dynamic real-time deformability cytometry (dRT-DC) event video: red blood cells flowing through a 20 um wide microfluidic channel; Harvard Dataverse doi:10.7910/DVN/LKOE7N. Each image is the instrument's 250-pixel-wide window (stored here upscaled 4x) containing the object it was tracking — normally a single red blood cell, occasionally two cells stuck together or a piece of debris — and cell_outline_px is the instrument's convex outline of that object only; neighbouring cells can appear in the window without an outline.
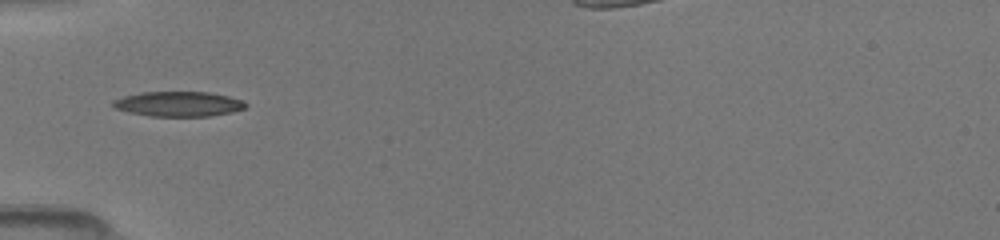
{"species": "common noctule bat (a hibernating species)", "species_latin": "Nyctalus noctula", "temperature_condition": "room temperature", "stored_images_in_passage": 23, "camera_frame_rate_fps": 3000, "um_per_image_px": 0.085, "animal": {"sex": "female", "body_mass_g": 19.5, "forearm_length_mm": 54.1}, "frame": {"image": 1, "passage_image": 1, "time_ms": 0.0, "image_size_px": [1000, 240], "cell_outline_px": [[248, 104], [244, 108], [232, 112], [208, 116], [152, 116], [128, 112], [112, 108], [112, 100], [124, 96], [140, 92], [208, 92], [228, 96], [244, 100]], "centroid_in_image_um": [15.15, 8.83], "position_along_channel_um": 69.8, "area_um2": 19.36}}
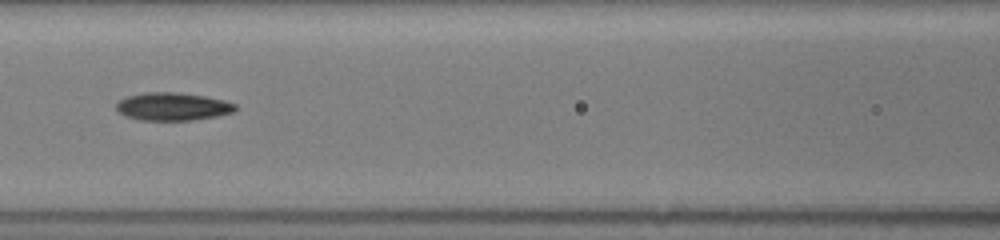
{"frame": {"image": 2, "passage_image": 11, "time_ms": 2.0, "image_size_px": [1000, 240], "cell_outline_px": [[236, 108], [232, 112], [216, 116], [192, 120], [140, 120], [124, 116], [116, 108], [116, 104], [120, 100], [128, 96], [144, 92], [176, 92], [204, 96], [224, 100], [236, 104]], "centroid_in_image_um": [14.66, 9.05], "position_along_channel_um": 151.9, "area_um2": 19.25}}
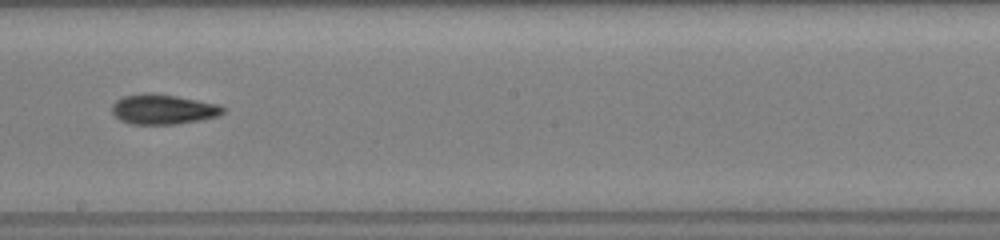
{"frame": {"image": 3, "passage_image": 21, "time_ms": 4.0, "image_size_px": [1000, 240], "cell_outline_px": [[224, 112], [220, 116], [200, 120], [176, 124], [132, 124], [120, 120], [112, 112], [112, 104], [116, 100], [124, 96], [144, 92], [152, 92], [176, 96], [220, 104], [224, 108]], "centroid_in_image_um": [13.87, 9.28], "position_along_channel_um": 234.3, "area_um2": 19.54}}